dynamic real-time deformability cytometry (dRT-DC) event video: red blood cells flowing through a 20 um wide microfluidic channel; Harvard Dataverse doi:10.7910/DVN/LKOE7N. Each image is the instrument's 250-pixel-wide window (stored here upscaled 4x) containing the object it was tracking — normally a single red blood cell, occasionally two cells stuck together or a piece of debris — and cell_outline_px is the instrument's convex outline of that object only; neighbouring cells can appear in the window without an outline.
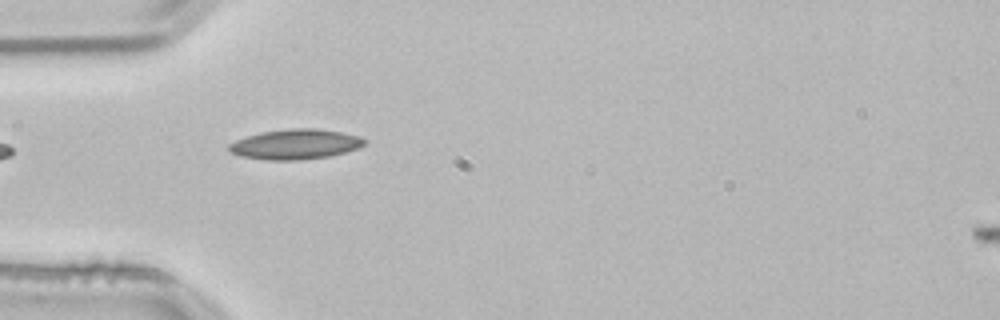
{"species": "common noctule bat (a hibernating species)", "species_latin": "Nyctalus noctula", "temperature_condition": "room temperature", "stored_images_in_passage": 9, "camera_frame_rate_fps": 3000, "um_per_image_px": 0.085, "animal": {"sex": "male", "body_mass_g": 21.5, "forearm_length_mm": 52.0}, "frame": {"image": 1, "passage_image": 1, "time_ms": 0.0, "image_size_px": [1000, 320], "cell_outline_px": [[368, 140], [360, 148], [328, 156], [300, 160], [264, 160], [240, 156], [232, 152], [228, 148], [228, 144], [236, 140], [260, 132], [288, 128], [316, 128], [340, 132], [360, 136]], "centroid_in_image_um": [25.12, 12.26], "position_along_channel_um": 59.9, "area_um2": 23.81}}